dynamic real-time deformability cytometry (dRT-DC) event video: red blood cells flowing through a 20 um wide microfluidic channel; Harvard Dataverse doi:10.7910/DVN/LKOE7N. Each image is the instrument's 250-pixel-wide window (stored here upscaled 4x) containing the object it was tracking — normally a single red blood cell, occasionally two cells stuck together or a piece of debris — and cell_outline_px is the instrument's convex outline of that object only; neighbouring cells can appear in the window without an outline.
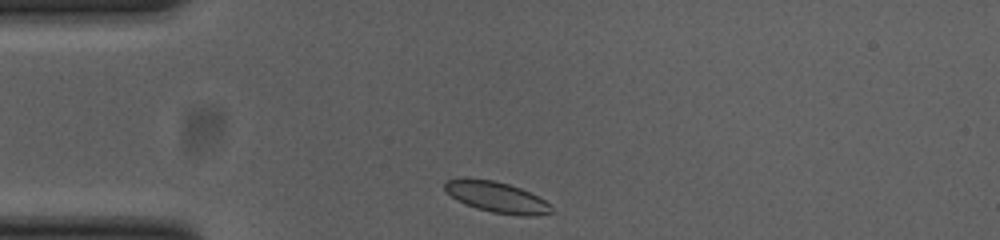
{"species": "common noctule bat (a hibernating species)", "species_latin": "Nyctalus noctula", "temperature_condition": "cold", "stored_images_in_passage": 33, "camera_frame_rate_fps": 3000, "um_per_image_px": 0.085, "animal": {"sex": "female", "body_mass_g": 23.0, "forearm_length_mm": 53.4}, "frame": {"image": 1, "passage_image": 1, "time_ms": 0.0, "image_size_px": [1000, 240], "cell_outline_px": [[556, 212], [536, 216], [524, 216], [492, 212], [476, 208], [456, 200], [444, 188], [444, 180], [464, 176], [492, 180], [508, 184], [520, 188], [552, 204]], "centroid_in_image_um": [42.22, 16.74], "position_along_channel_um": 42.8, "area_um2": 19.48}}
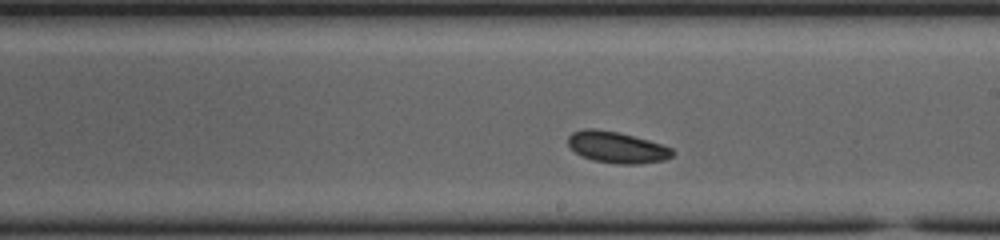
{"frame": {"image": 2, "passage_image": 19, "time_ms": 6.0, "image_size_px": [1000, 240], "cell_outline_px": [[676, 152], [672, 156], [664, 160], [640, 164], [616, 164], [592, 160], [580, 156], [568, 144], [568, 136], [572, 132], [584, 128], [592, 128], [616, 132], [648, 140], [672, 148]], "centroid_in_image_um": [52.43, 12.53], "position_along_channel_um": 236.6, "area_um2": 19.07}}
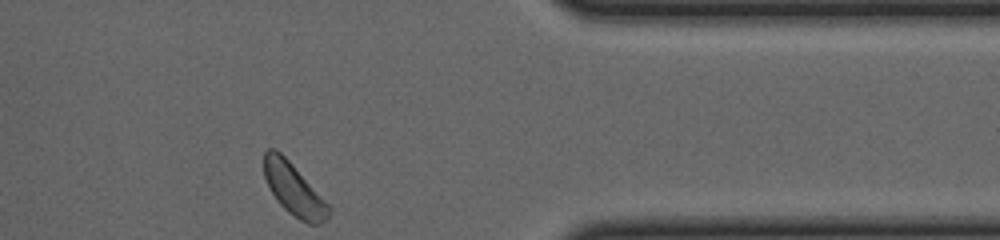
{"frame": {"image": 3, "passage_image": 33, "time_ms": 10.667, "image_size_px": [1000, 240], "cell_outline_px": [[332, 212], [320, 224], [308, 224], [300, 220], [288, 212], [280, 204], [272, 192], [264, 176], [264, 152], [268, 148], [276, 148], [288, 160], [332, 208]], "centroid_in_image_um": [24.98, 16.11], "position_along_channel_um": 386.4, "area_um2": 19.25}}